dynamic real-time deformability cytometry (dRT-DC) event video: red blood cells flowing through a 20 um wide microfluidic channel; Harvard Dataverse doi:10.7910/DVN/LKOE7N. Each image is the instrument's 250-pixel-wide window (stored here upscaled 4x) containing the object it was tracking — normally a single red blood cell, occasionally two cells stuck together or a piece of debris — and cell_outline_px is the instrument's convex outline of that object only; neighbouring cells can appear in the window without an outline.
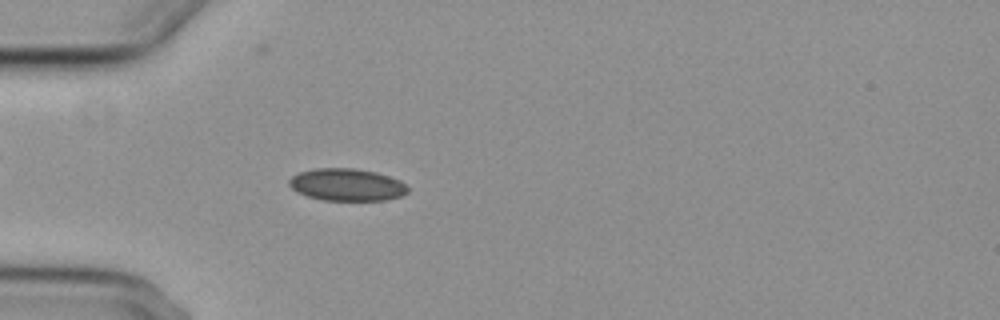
{"species": "common noctule bat (a hibernating species)", "species_latin": "Nyctalus noctula", "temperature_condition": "cold", "stored_images_in_passage": 41, "camera_frame_rate_fps": 3000, "um_per_image_px": 0.085, "animal": {"sex": "female", "body_mass_g": 29.2, "forearm_length_mm": 56.3}, "frame": {"image": 1, "passage_image": 2, "time_ms": 0.333, "image_size_px": [1000, 320], "cell_outline_px": [[408, 192], [400, 196], [384, 200], [320, 200], [296, 192], [288, 184], [288, 180], [292, 176], [300, 172], [316, 168], [352, 168], [376, 172], [400, 180], [408, 188]], "centroid_in_image_um": [29.45, 15.7], "position_along_channel_um": 55.5, "area_um2": 22.25}}
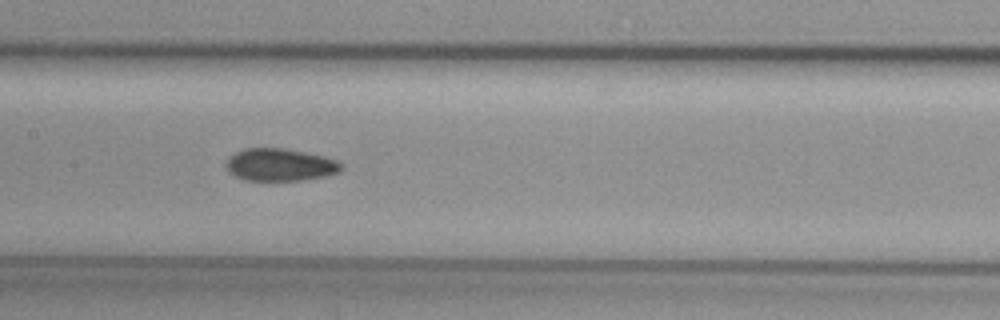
{"frame": {"image": 2, "passage_image": 13, "time_ms": 4.0, "image_size_px": [1000, 320], "cell_outline_px": [[344, 168], [340, 172], [324, 176], [300, 180], [244, 180], [228, 172], [224, 164], [236, 152], [244, 148], [284, 148], [324, 156], [336, 160], [344, 164]], "centroid_in_image_um": [23.82, 14.0], "position_along_channel_um": 183.6, "area_um2": 21.79}}
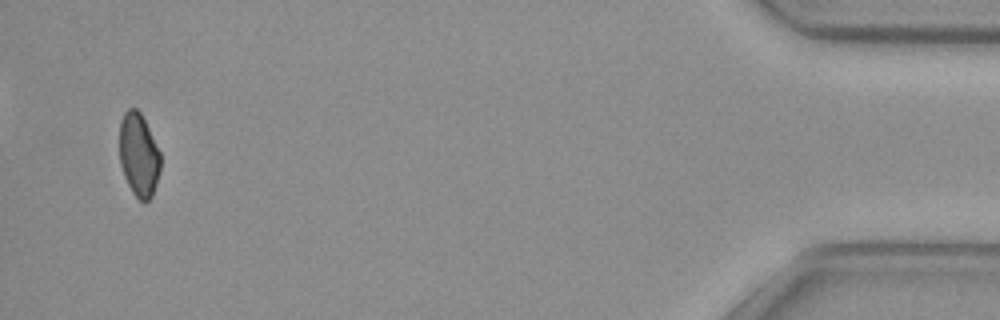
{"frame": {"image": 3, "passage_image": 39, "time_ms": 12.667, "image_size_px": [1000, 320], "cell_outline_px": [[160, 172], [152, 196], [144, 204], [132, 192], [124, 176], [120, 164], [120, 120], [124, 112], [128, 108], [136, 108], [140, 112], [160, 152]], "centroid_in_image_um": [11.79, 13.18], "position_along_channel_um": 423.4, "area_um2": 19.88}, "authors_computed_cell_mechanics": {"area_um2": 22.0796, "velocity_mm_per_s": 3.7199, "shape_relaxation_time_tau1_ms": null, "shape_relaxation_time_tau2_ms": 5.4334, "deformation_change_tau1": null, "deformation_change_tau2": 0.0735}}